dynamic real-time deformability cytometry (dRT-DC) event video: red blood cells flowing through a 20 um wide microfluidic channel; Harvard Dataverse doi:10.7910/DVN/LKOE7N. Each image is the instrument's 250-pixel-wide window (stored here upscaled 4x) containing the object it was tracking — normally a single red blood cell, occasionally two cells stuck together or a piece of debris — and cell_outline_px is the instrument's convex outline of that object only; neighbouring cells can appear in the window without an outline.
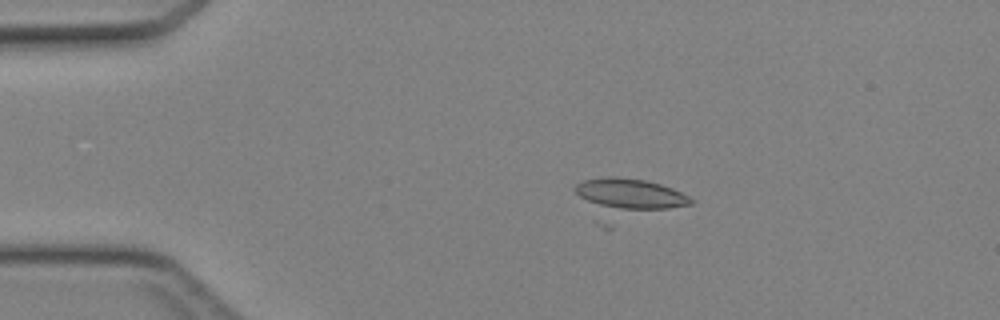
{"species": "Egyptian fruit bat (a non-hibernating species)", "species_latin": "Rousettus aegyptiacus", "temperature_condition": "cold", "stored_images_in_passage": 39, "camera_frame_rate_fps": 3000, "um_per_image_px": 0.085, "animal": {"sex": "female"}, "frame": {"image": 1, "passage_image": 3, "time_ms": 0.667, "image_size_px": [1000, 320], "cell_outline_px": [[692, 204], [668, 208], [604, 208], [580, 196], [572, 188], [576, 184], [584, 180], [604, 176], [616, 176], [644, 180], [660, 184], [672, 188], [688, 196], [692, 200]], "centroid_in_image_um": [53.53, 16.44], "position_along_channel_um": 31.5, "area_um2": 20.06}}
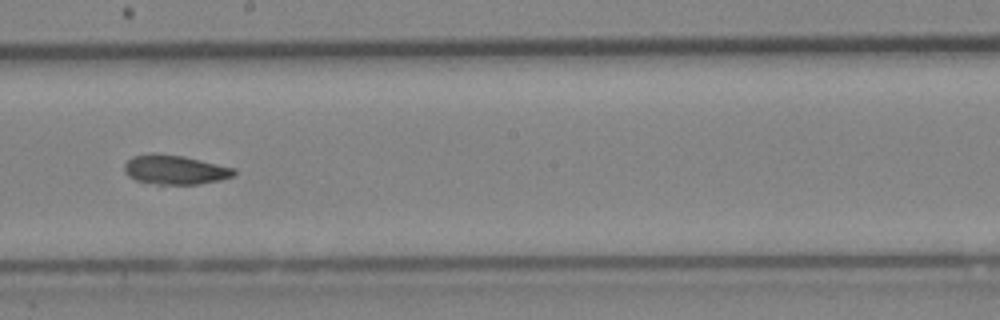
{"frame": {"image": 2, "passage_image": 20, "time_ms": 6.333, "image_size_px": [1000, 320], "cell_outline_px": [[236, 172], [232, 176], [216, 180], [196, 184], [160, 184], [136, 180], [128, 176], [124, 172], [124, 164], [132, 156], [148, 152], [156, 152], [184, 156], [236, 168]], "centroid_in_image_um": [14.82, 14.39], "position_along_channel_um": 233.4, "area_um2": 18.79}}
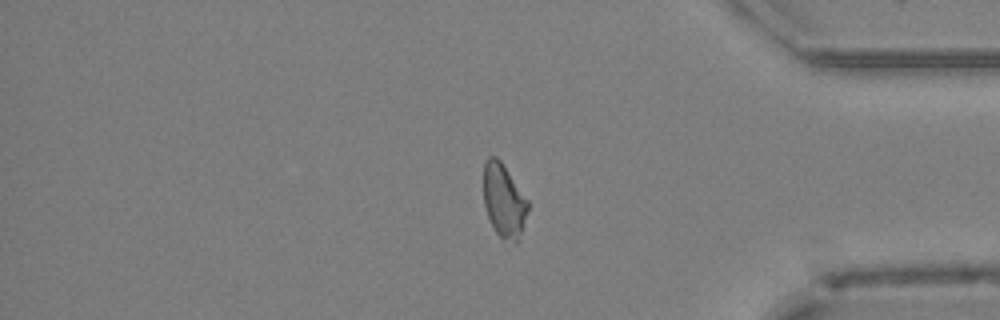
{"frame": {"image": 3, "passage_image": 32, "time_ms": 10.333, "image_size_px": [1000, 320], "cell_outline_px": [[528, 208], [516, 244], [500, 236], [496, 232], [488, 216], [484, 204], [484, 160], [488, 156], [496, 156], [500, 160], [528, 200]], "centroid_in_image_um": [42.8, 17.01], "position_along_channel_um": 392.4, "area_um2": 18.55}}